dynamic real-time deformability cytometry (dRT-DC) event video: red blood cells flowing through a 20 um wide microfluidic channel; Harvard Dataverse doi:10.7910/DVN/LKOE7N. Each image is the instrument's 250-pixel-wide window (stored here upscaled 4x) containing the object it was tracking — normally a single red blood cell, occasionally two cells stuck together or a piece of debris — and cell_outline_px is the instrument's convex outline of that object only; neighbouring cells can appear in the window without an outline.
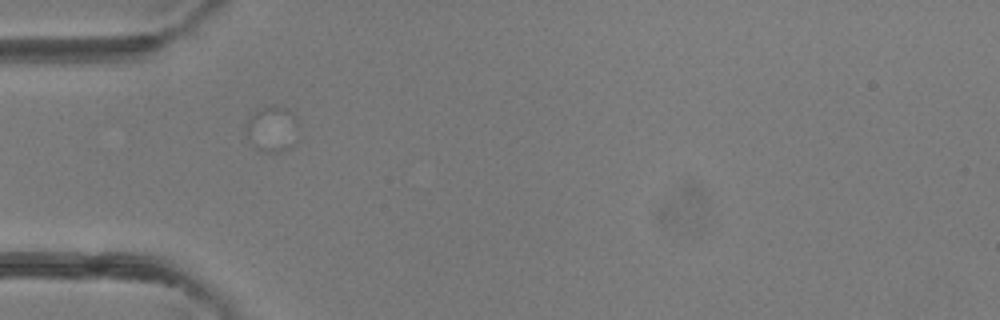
{"species": "common noctule bat (a hibernating species)", "species_latin": "Nyctalus noctula", "temperature_condition": "room temperature", "stored_images_in_passage": 1, "camera_frame_rate_fps": 3000, "um_per_image_px": 0.085, "animal": {"sex": "female"}, "frame": {"image": 1, "passage_image": 1, "time_ms": 0.0, "image_size_px": [1000, 320], "cell_outline_px": [[300, 124], [296, 140], [288, 148], [280, 152], [260, 152], [256, 148], [248, 136], [248, 116], [260, 108], [272, 104], [276, 104], [284, 108], [296, 116]], "centroid_in_image_um": [23.19, 10.94], "position_along_channel_um": 61.8, "area_um2": 14.1}}